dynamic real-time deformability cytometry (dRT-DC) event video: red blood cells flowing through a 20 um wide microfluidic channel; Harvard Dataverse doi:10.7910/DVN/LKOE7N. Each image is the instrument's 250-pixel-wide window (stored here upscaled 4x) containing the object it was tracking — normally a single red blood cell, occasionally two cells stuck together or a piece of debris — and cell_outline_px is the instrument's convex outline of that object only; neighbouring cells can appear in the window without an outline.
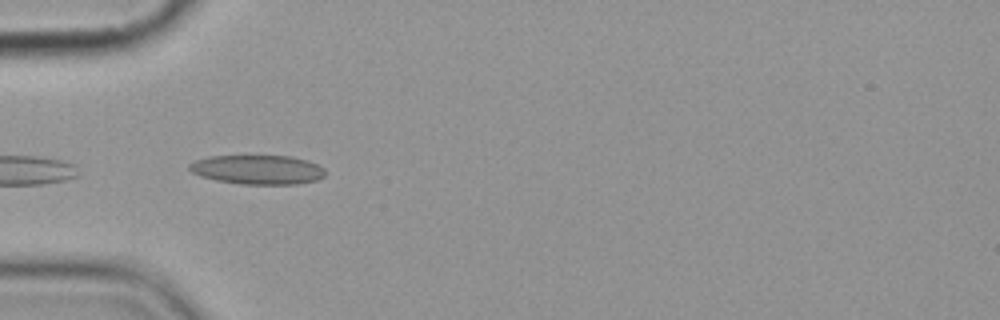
{"species": "common noctule bat (a hibernating species)", "species_latin": "Nyctalus noctula", "temperature_condition": "cold", "stored_images_in_passage": 7, "camera_frame_rate_fps": 3000, "um_per_image_px": 0.085, "animal": {"sex": "female", "body_mass_g": 19.9}, "frame": {"image": 1, "passage_image": 4, "time_ms": 3.667, "image_size_px": [1000, 320], "cell_outline_px": [[324, 176], [316, 180], [296, 184], [244, 184], [216, 180], [200, 176], [192, 172], [188, 168], [188, 164], [196, 160], [208, 156], [292, 156], [308, 160], [324, 168]], "centroid_in_image_um": [21.89, 14.41], "position_along_channel_um": 63.1, "area_um2": 23.12}}
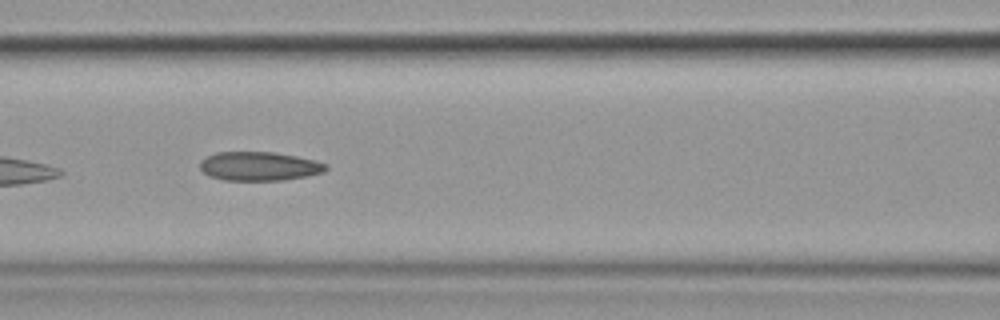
{"frame": {"image": 2, "passage_image": 6, "time_ms": 6.0, "image_size_px": [1000, 320], "cell_outline_px": [[328, 168], [324, 172], [308, 176], [284, 180], [224, 180], [208, 176], [200, 168], [200, 160], [216, 152], [272, 152], [296, 156], [316, 160], [328, 164]], "centroid_in_image_um": [22.06, 14.13], "position_along_channel_um": 144.5, "area_um2": 21.33}}